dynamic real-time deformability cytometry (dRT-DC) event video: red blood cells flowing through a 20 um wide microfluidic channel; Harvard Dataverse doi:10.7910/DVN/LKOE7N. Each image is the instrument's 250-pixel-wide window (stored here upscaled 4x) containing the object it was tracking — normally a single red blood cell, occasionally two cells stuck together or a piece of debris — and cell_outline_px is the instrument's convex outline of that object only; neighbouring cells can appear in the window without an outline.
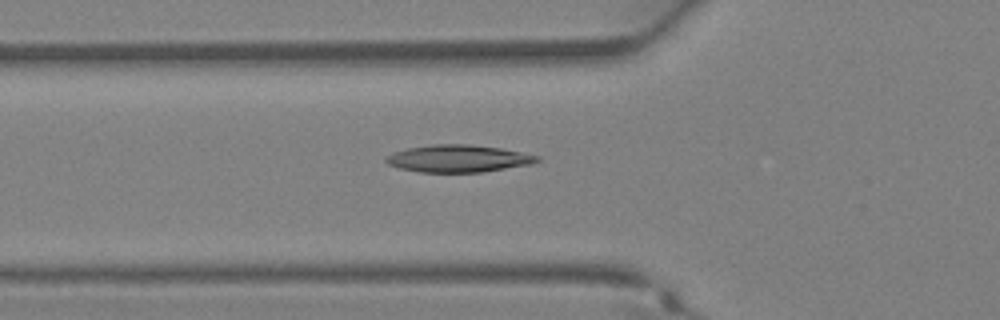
{"species": "Egyptian fruit bat (a non-hibernating species)", "species_latin": "Rousettus aegyptiacus", "temperature_condition": "warm", "stored_images_in_passage": 23, "camera_frame_rate_fps": 3000, "um_per_image_px": 0.085, "animal": {"sex": "female"}, "frame": {"image": 1, "passage_image": 5, "time_ms": 1.333, "image_size_px": [1000, 320], "cell_outline_px": [[540, 160], [532, 164], [484, 172], [420, 172], [400, 168], [388, 164], [384, 160], [392, 152], [408, 148], [432, 144], [468, 144], [500, 148], [540, 156]], "centroid_in_image_um": [38.96, 13.48], "position_along_channel_um": 86.8, "area_um2": 23.99}}
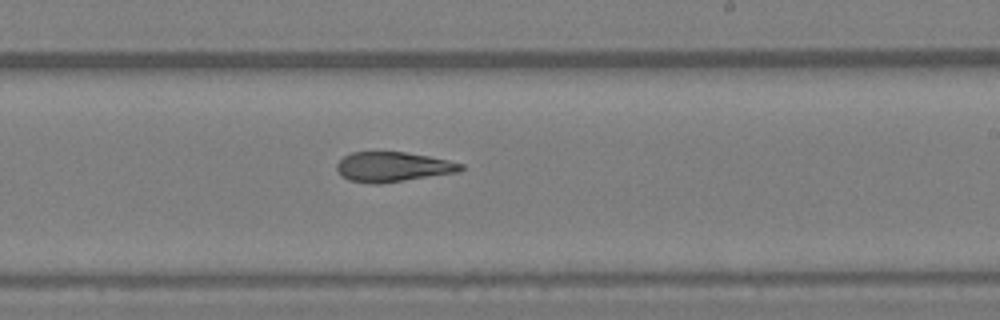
{"frame": {"image": 2, "passage_image": 14, "time_ms": 4.333, "image_size_px": [1000, 320], "cell_outline_px": [[464, 168], [460, 172], [380, 184], [372, 184], [348, 180], [340, 176], [336, 168], [336, 164], [344, 156], [352, 152], [404, 152], [428, 156], [448, 160], [464, 164]], "centroid_in_image_um": [33.39, 14.19], "position_along_channel_um": 255.6, "area_um2": 21.73}}
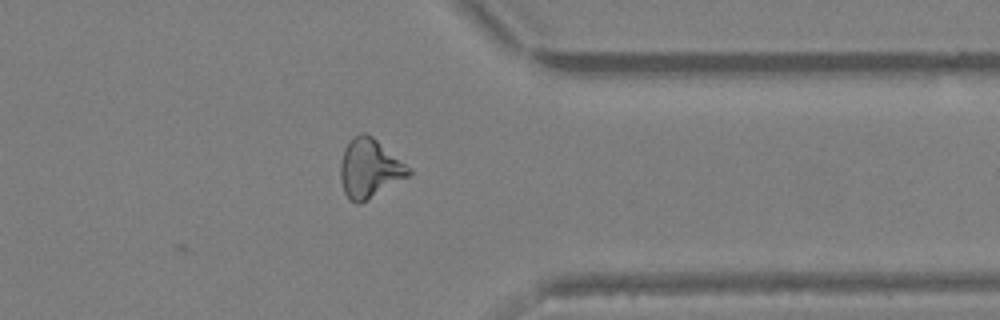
{"frame": {"image": 3, "passage_image": 21, "time_ms": 6.667, "image_size_px": [1000, 320], "cell_outline_px": [[412, 172], [408, 176], [360, 204], [356, 204], [348, 200], [344, 192], [340, 180], [340, 164], [344, 148], [348, 140], [352, 136], [360, 132], [364, 132], [372, 136], [412, 168]], "centroid_in_image_um": [31.38, 14.3], "position_along_channel_um": 380.0, "area_um2": 23.64}}